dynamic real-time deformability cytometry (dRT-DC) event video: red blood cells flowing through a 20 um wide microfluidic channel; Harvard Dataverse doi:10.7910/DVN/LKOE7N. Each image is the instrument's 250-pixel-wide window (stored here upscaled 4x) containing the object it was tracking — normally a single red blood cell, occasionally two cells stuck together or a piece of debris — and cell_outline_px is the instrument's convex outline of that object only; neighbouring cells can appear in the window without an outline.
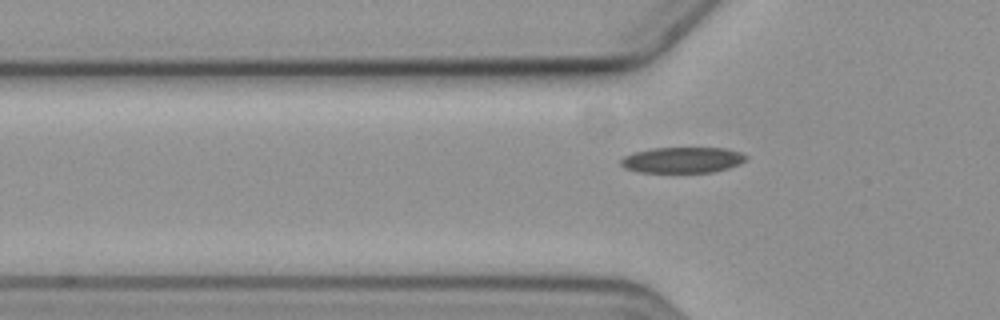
{"species": "common noctule bat (a hibernating species)", "species_latin": "Nyctalus noctula", "temperature_condition": "cold", "stored_images_in_passage": 9, "camera_frame_rate_fps": 3000, "um_per_image_px": 0.085, "animal": {"sex": "female", "body_mass_g": 19.3, "forearm_length_mm": 54.1}, "frame": {"image": 1, "passage_image": 4, "time_ms": 4.333, "image_size_px": [1000, 320], "cell_outline_px": [[748, 156], [740, 164], [728, 168], [712, 172], [636, 172], [624, 168], [620, 164], [620, 160], [624, 156], [636, 152], [652, 148], [724, 148], [740, 152]], "centroid_in_image_um": [57.99, 13.6], "position_along_channel_um": 67.8, "area_um2": 18.79}}